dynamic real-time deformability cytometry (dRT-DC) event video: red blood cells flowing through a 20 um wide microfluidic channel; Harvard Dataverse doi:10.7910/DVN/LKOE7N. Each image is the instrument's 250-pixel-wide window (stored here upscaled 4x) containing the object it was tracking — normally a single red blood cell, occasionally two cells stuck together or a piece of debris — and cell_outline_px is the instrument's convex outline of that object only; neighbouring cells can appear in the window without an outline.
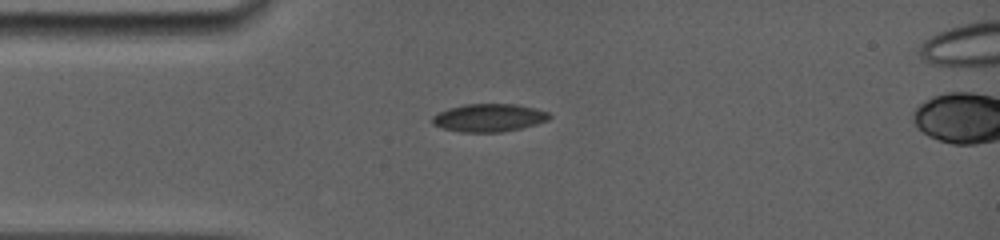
{"species": "common noctule bat (a hibernating species)", "species_latin": "Nyctalus noctula", "temperature_condition": "room temperature", "stored_images_in_passage": 92, "camera_frame_rate_fps": 5000, "um_per_image_px": 0.085, "animal": {"sex": "female", "body_mass_g": 19.0, "forearm_length_mm": 56.7}, "frame": {"image": 1, "passage_image": 1, "time_ms": 0.0, "image_size_px": [1000, 240], "cell_outline_px": [[552, 116], [548, 120], [536, 124], [520, 128], [500, 132], [460, 132], [444, 128], [432, 124], [432, 116], [448, 108], [464, 104], [516, 104], [536, 108], [548, 112]], "centroid_in_image_um": [41.57, 10.0], "position_along_channel_um": 43.4, "area_um2": 19.02}}
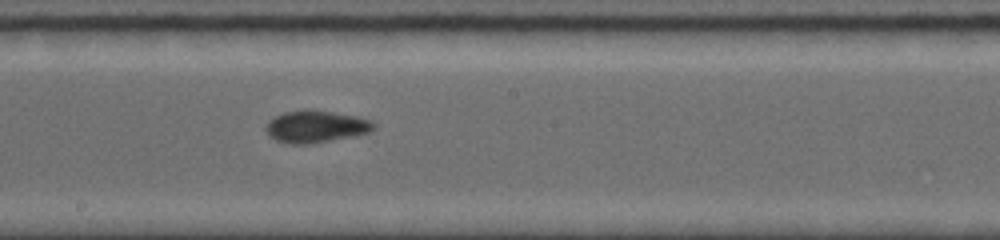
{"frame": {"image": 2, "passage_image": 38, "time_ms": 5.0, "image_size_px": [1000, 240], "cell_outline_px": [[376, 128], [368, 132], [356, 136], [308, 144], [292, 144], [276, 140], [268, 136], [264, 128], [268, 120], [284, 112], [308, 108], [356, 116], [372, 120], [376, 124]], "centroid_in_image_um": [26.84, 10.75], "position_along_channel_um": 221.4, "area_um2": 20.46}}
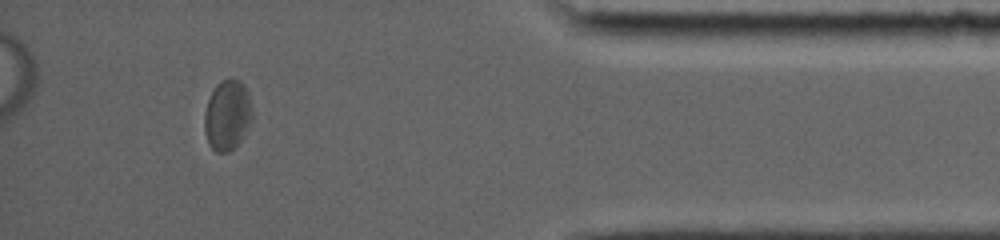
{"frame": {"image": 3, "passage_image": 80, "time_ms": 10.8, "image_size_px": [1000, 240], "cell_outline_px": [[252, 120], [240, 140], [228, 152], [216, 152], [208, 144], [204, 128], [204, 112], [208, 100], [216, 84], [220, 80], [232, 76], [240, 80], [244, 84], [248, 92], [252, 108]], "centroid_in_image_um": [19.32, 9.73], "position_along_channel_um": 415.9, "area_um2": 19.77}, "authors_computed_cell_mechanics": {"area_um2": 19.652, "velocity_mm_per_s": 3.8342, "shape_relaxation_time_tau1_ms": 10.0337, "shape_relaxation_time_tau2_ms": 3.0995, "deformation_change_tau1": 0.1497, "deformation_change_tau2": 0.0542}}